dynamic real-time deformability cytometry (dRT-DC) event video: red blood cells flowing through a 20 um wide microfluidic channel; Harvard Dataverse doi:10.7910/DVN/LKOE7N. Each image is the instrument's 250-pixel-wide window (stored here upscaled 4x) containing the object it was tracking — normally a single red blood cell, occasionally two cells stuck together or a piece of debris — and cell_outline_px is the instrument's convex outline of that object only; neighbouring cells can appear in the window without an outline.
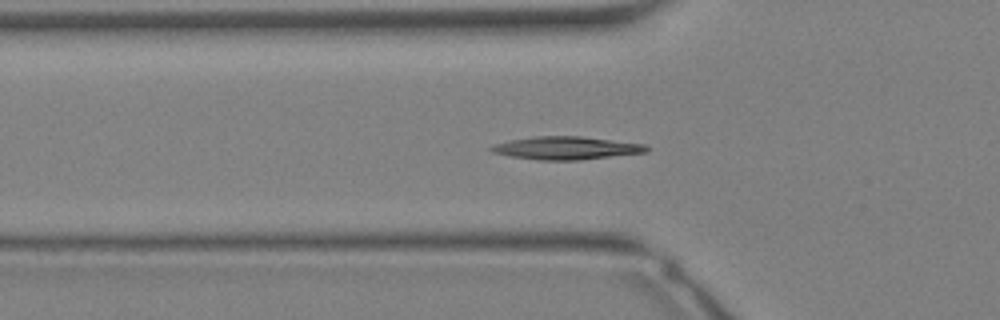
{"species": "Egyptian fruit bat (a non-hibernating species)", "species_latin": "Rousettus aegyptiacus", "temperature_condition": "warm", "stored_images_in_passage": 24, "camera_frame_rate_fps": 3000, "um_per_image_px": 0.085, "animal": {"sex": "female"}, "frame": {"image": 1, "passage_image": 2, "time_ms": 0.333, "image_size_px": [1000, 320], "cell_outline_px": [[648, 152], [580, 160], [540, 160], [512, 156], [492, 152], [488, 148], [492, 144], [508, 140], [532, 136], [580, 136], [644, 144], [648, 148]], "centroid_in_image_um": [48.08, 12.57], "position_along_channel_um": 77.7, "area_um2": 20.75}}
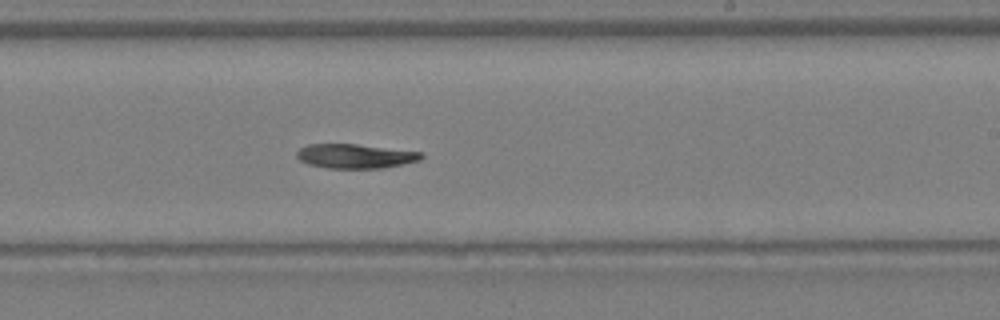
{"frame": {"image": 2, "passage_image": 11, "time_ms": 3.333, "image_size_px": [1000, 320], "cell_outline_px": [[424, 156], [420, 160], [384, 168], [324, 168], [308, 164], [300, 160], [296, 156], [296, 152], [300, 148], [308, 144], [356, 144], [420, 152]], "centroid_in_image_um": [30.16, 13.27], "position_along_channel_um": 258.8, "area_um2": 17.57}}
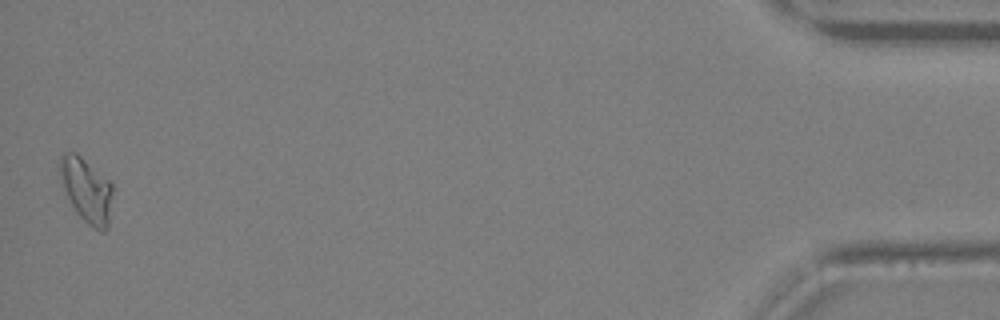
{"frame": {"image": 3, "passage_image": 24, "time_ms": 7.667, "image_size_px": [1000, 320], "cell_outline_px": [[112, 192], [108, 228], [104, 232], [100, 232], [92, 228], [76, 212], [64, 188], [56, 164], [60, 156], [64, 152], [76, 152], [108, 180], [112, 184]], "centroid_in_image_um": [7.33, 16.15], "position_along_channel_um": 427.9, "area_um2": 19.77}}